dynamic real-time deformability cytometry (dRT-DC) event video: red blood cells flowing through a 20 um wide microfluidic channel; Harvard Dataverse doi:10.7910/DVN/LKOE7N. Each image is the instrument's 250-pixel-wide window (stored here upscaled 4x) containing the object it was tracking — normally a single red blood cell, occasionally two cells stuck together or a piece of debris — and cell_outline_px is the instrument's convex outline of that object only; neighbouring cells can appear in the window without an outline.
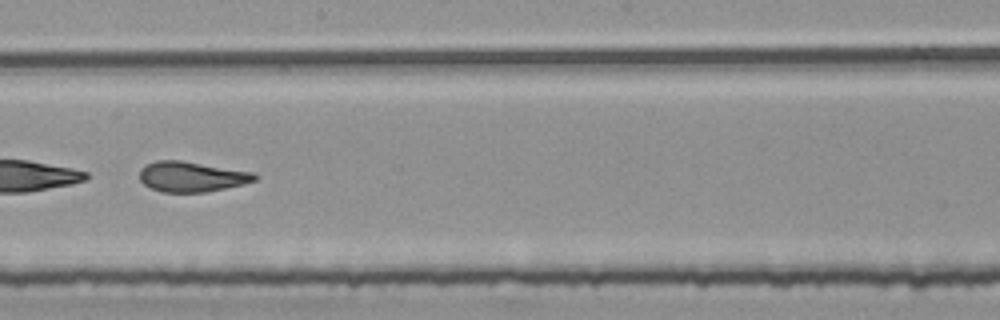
{"species": "common noctule bat (a hibernating species)", "species_latin": "Nyctalus noctula", "temperature_condition": "room temperature", "stored_images_in_passage": 52, "segment_of_instrument_passage": [2, 2], "camera_frame_rate_fps": 3000, "um_per_image_px": 0.085, "animal": {"sex": "female", "body_mass_g": 25.1}, "frame": {"image": 1, "passage_image": 30, "time_ms": 9.667, "image_size_px": [1000, 320], "cell_outline_px": [[260, 176], [256, 180], [208, 192], [160, 192], [144, 184], [140, 180], [140, 168], [156, 160], [180, 160], [252, 172]], "centroid_in_image_um": [16.26, 15.01], "position_along_channel_um": 231.9, "area_um2": 20.11}}
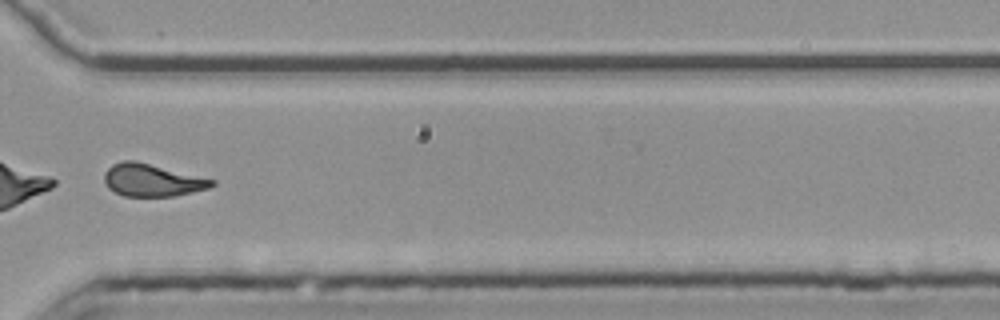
{"frame": {"image": 2, "passage_image": 40, "time_ms": 13.0, "image_size_px": [1000, 320], "cell_outline_px": [[216, 184], [208, 188], [192, 192], [172, 196], [124, 196], [108, 188], [104, 180], [104, 172], [112, 164], [124, 160], [136, 160], [216, 180]], "centroid_in_image_um": [12.92, 15.3], "position_along_channel_um": 357.7, "area_um2": 20.35}}